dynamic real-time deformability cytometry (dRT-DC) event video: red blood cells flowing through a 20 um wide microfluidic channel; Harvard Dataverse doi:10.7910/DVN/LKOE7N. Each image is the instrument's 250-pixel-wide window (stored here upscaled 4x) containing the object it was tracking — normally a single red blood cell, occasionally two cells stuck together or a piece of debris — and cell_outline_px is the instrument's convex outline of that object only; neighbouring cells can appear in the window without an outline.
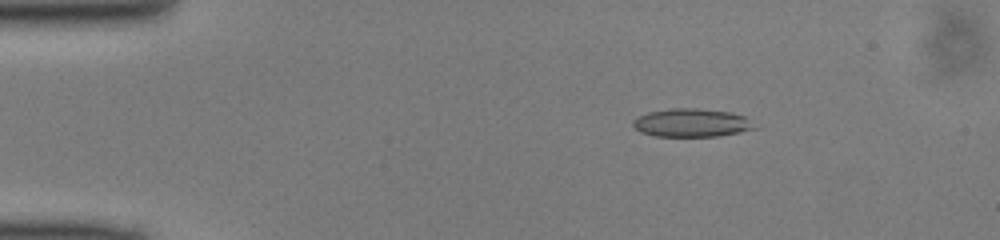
{"species": "common noctule bat (a hibernating species)", "species_latin": "Nyctalus noctula", "temperature_condition": "cold", "stored_images_in_passage": 49, "camera_frame_rate_fps": 3000, "um_per_image_px": 0.085, "animal": {"sex": "male", "body_mass_g": 13.0, "forearm_length_mm": 53.1}, "frame": {"image": 1, "passage_image": 8, "time_ms": 2.333, "image_size_px": [1000, 240], "cell_outline_px": [[760, 128], [720, 136], [656, 136], [640, 132], [632, 124], [632, 120], [636, 116], [648, 112], [668, 108], [696, 108], [732, 112], [744, 116]], "centroid_in_image_um": [58.79, 10.43], "position_along_channel_um": 26.2, "area_um2": 20.29}}
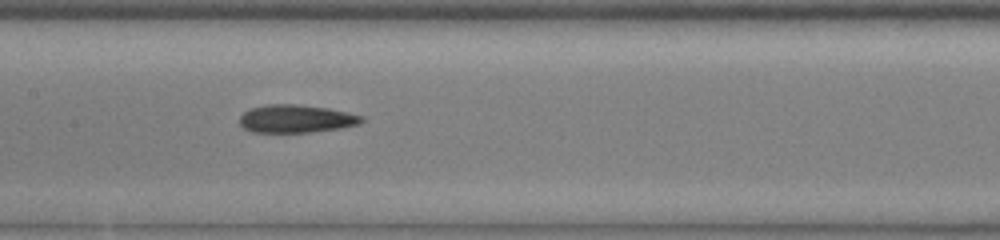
{"frame": {"image": 2, "passage_image": 24, "time_ms": 7.667, "image_size_px": [1000, 240], "cell_outline_px": [[364, 120], [360, 124], [340, 128], [308, 132], [252, 132], [244, 128], [240, 124], [240, 116], [244, 112], [252, 108], [268, 104], [296, 104], [328, 108], [348, 112], [364, 116]], "centroid_in_image_um": [25.19, 10.09], "position_along_channel_um": 182.2, "area_um2": 19.83}}
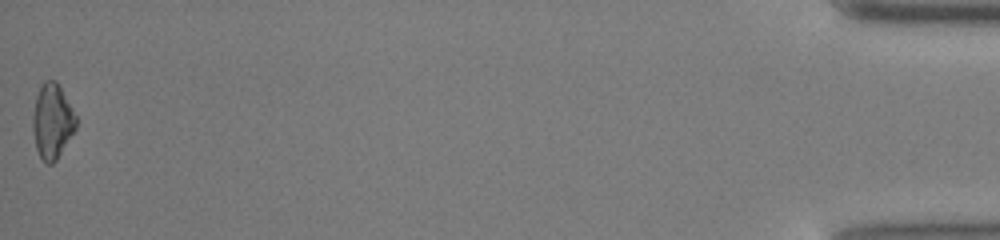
{"frame": {"image": 3, "passage_image": 49, "time_ms": 16.0, "image_size_px": [1000, 240], "cell_outline_px": [[76, 128], [56, 160], [52, 164], [48, 164], [40, 156], [36, 148], [32, 128], [32, 116], [36, 96], [40, 84], [44, 80], [56, 80], [72, 108], [76, 116]], "centroid_in_image_um": [4.42, 10.28], "position_along_channel_um": 430.8, "area_um2": 18.79}}